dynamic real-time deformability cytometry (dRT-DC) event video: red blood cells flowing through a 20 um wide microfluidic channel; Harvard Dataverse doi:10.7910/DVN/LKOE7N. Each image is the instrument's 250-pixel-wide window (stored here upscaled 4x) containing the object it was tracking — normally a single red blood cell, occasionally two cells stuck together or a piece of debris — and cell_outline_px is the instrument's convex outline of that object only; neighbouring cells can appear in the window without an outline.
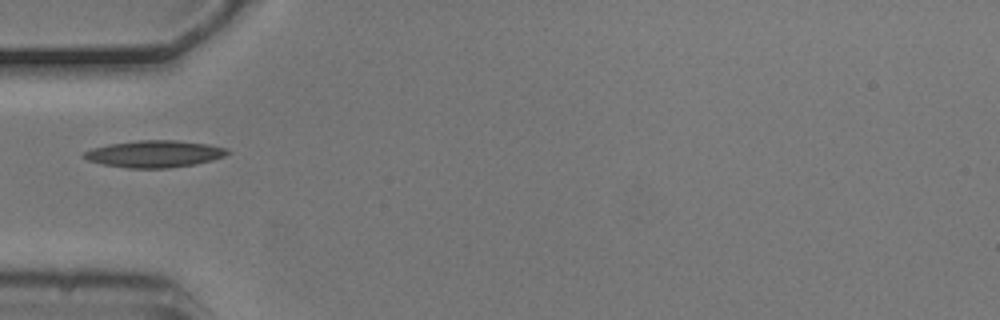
{"species": "common noctule bat (a hibernating species)", "species_latin": "Nyctalus noctula", "temperature_condition": "cold", "stored_images_in_passage": 5, "camera_frame_rate_fps": 3000, "um_per_image_px": 0.085, "animal": {"sex": "male", "body_mass_g": 20.5, "forearm_length_mm": 52.5}, "frame": {"image": 1, "passage_image": 4, "time_ms": 1.0, "image_size_px": [1000, 320], "cell_outline_px": [[232, 152], [224, 156], [212, 160], [196, 164], [168, 168], [128, 168], [104, 164], [88, 160], [80, 156], [84, 152], [92, 148], [108, 144], [140, 140], [176, 140], [208, 144], [228, 148]], "centroid_in_image_um": [13.15, 13.08], "position_along_channel_um": 71.8, "area_um2": 22.6}}